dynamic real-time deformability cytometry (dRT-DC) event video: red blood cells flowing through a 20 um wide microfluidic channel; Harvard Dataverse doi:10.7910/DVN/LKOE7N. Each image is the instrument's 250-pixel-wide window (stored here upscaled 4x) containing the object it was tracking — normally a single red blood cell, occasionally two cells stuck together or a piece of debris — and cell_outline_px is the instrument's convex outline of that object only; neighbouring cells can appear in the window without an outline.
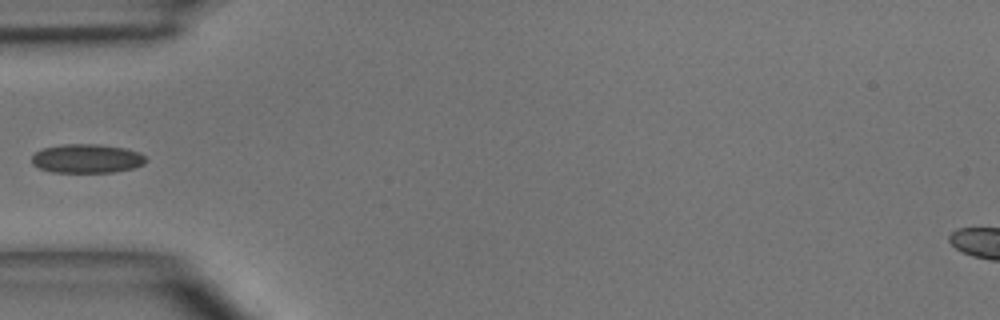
{"species": "common noctule bat (a hibernating species)", "species_latin": "Nyctalus noctula", "temperature_condition": "room temperature", "stored_images_in_passage": 5, "camera_frame_rate_fps": 3000, "um_per_image_px": 0.085, "animal": {"sex": "male", "body_mass_g": 15.6}, "frame": {"image": 1, "passage_image": 5, "time_ms": 5.333, "image_size_px": [1000, 320], "cell_outline_px": [[148, 160], [144, 164], [132, 168], [112, 172], [52, 172], [40, 168], [32, 164], [32, 156], [36, 152], [44, 148], [64, 144], [100, 144], [124, 148], [140, 152]], "centroid_in_image_um": [7.4, 13.47], "position_along_channel_um": 77.6, "area_um2": 19.19}}